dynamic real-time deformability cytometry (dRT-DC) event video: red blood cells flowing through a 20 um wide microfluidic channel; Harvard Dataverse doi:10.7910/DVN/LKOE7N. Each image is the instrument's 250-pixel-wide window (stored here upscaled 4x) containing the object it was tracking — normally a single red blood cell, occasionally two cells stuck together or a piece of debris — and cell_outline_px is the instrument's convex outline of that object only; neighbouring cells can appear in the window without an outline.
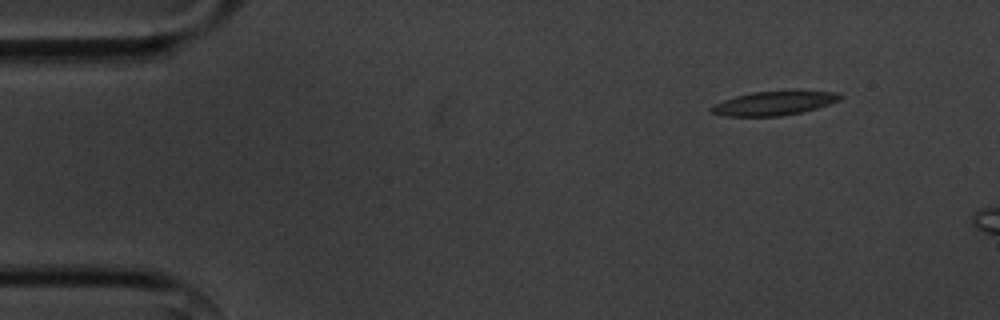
{"species": "common noctule bat (a hibernating species)", "species_latin": "Nyctalus noctula", "temperature_condition": "cold", "stored_images_in_passage": 3, "camera_frame_rate_fps": 3000, "um_per_image_px": 0.085, "animal": {"sex": "male", "body_mass_g": 20.1, "forearm_length_mm": 53.5}, "frame": {"image": 1, "passage_image": 1, "time_ms": 0.0, "image_size_px": [1000, 320], "cell_outline_px": [[844, 96], [840, 100], [816, 108], [800, 112], [780, 116], [728, 116], [712, 112], [708, 108], [712, 104], [736, 96], [752, 92], [796, 88], [840, 92]], "centroid_in_image_um": [65.88, 8.71], "position_along_channel_um": 19.1, "area_um2": 18.79}}